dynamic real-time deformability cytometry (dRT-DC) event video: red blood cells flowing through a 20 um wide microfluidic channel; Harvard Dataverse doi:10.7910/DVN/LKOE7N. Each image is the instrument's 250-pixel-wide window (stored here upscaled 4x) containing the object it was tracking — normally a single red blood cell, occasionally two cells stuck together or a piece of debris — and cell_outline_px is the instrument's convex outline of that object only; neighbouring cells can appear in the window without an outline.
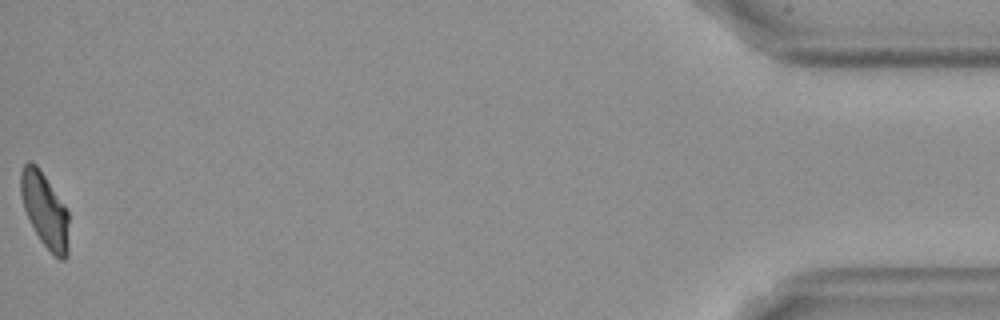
{"species": "Egyptian fruit bat (a non-hibernating species)", "species_latin": "Rousettus aegyptiacus", "temperature_condition": "cold", "stored_images_in_passage": 40, "camera_frame_rate_fps": 3000, "um_per_image_px": 0.085, "frame": {"image": 1, "passage_image": 40, "time_ms": 13.0, "image_size_px": [1000, 320], "cell_outline_px": [[68, 256], [64, 260], [60, 260], [40, 240], [24, 208], [20, 192], [20, 172], [24, 164], [28, 160], [32, 160], [36, 164], [64, 204], [68, 212]], "centroid_in_image_um": [3.81, 17.83], "position_along_channel_um": 431.4, "area_um2": 20.69}, "authors_computed_cell_mechanics": {"area_um2": 22.0796, "velocity_mm_per_s": 3.5872, "shape_relaxation_time_tau1_ms": 5.0817, "shape_relaxation_time_tau2_ms": 5.5838, "deformation_change_tau1": 0.1516, "deformation_change_tau2": 0.0922}}